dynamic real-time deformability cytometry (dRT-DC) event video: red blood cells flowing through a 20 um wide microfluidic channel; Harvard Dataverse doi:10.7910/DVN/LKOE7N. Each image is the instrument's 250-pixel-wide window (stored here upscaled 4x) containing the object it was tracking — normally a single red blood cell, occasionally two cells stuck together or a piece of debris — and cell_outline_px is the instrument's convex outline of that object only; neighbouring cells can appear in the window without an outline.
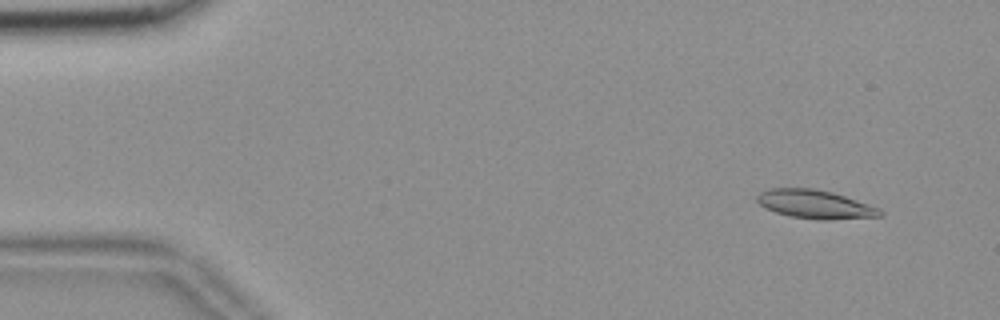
{"species": "common noctule bat (a hibernating species)", "species_latin": "Nyctalus noctula", "temperature_condition": "room temperature", "stored_images_in_passage": 56, "camera_frame_rate_fps": 3000, "um_per_image_px": 0.085, "animal": {"sex": "female", "body_mass_g": 18.4}, "frame": {"image": 1, "passage_image": 5, "time_ms": 1.333, "image_size_px": [1000, 320], "cell_outline_px": [[884, 216], [828, 220], [816, 220], [792, 216], [776, 212], [764, 208], [756, 200], [756, 196], [760, 192], [772, 188], [812, 188], [832, 192], [880, 208], [884, 212]], "centroid_in_image_um": [69.3, 17.37], "position_along_channel_um": 15.7, "area_um2": 20.52}}
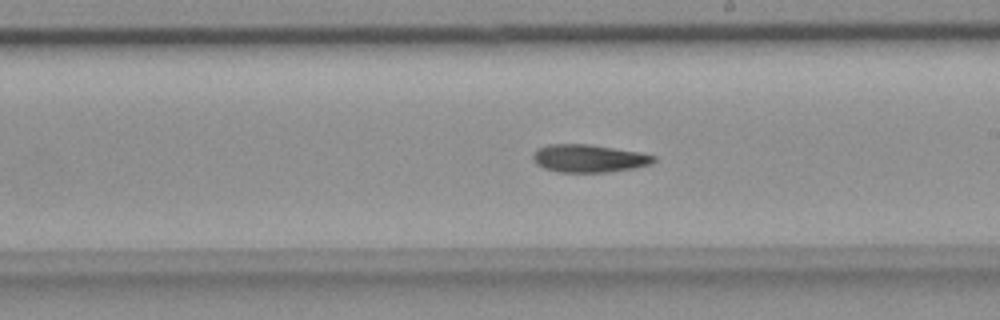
{"frame": {"image": 2, "passage_image": 32, "time_ms": 10.333, "image_size_px": [1000, 320], "cell_outline_px": [[656, 160], [652, 164], [632, 168], [608, 172], [556, 172], [544, 168], [536, 164], [532, 160], [532, 152], [536, 148], [548, 144], [588, 144], [640, 152], [656, 156]], "centroid_in_image_um": [50.01, 13.46], "position_along_channel_um": 239.0, "area_um2": 19.77}}
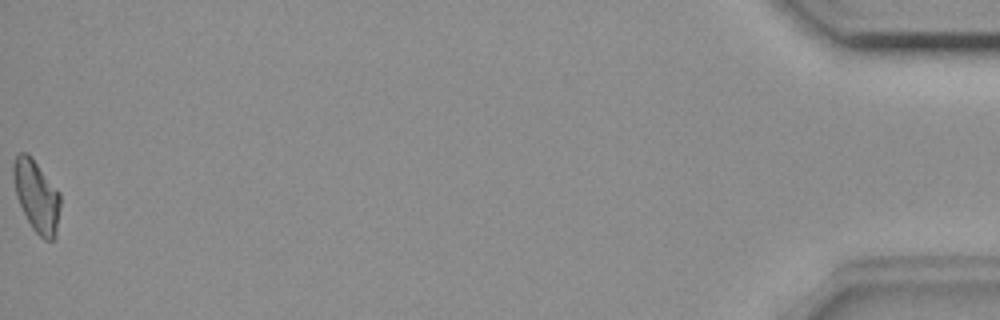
{"frame": {"image": 3, "passage_image": 56, "time_ms": 18.333, "image_size_px": [1000, 320], "cell_outline_px": [[60, 204], [56, 236], [52, 240], [44, 240], [32, 228], [16, 196], [12, 176], [12, 164], [16, 156], [20, 152], [28, 152], [60, 192]], "centroid_in_image_um": [3.1, 16.63], "position_along_channel_um": 432.1, "area_um2": 19.65}}